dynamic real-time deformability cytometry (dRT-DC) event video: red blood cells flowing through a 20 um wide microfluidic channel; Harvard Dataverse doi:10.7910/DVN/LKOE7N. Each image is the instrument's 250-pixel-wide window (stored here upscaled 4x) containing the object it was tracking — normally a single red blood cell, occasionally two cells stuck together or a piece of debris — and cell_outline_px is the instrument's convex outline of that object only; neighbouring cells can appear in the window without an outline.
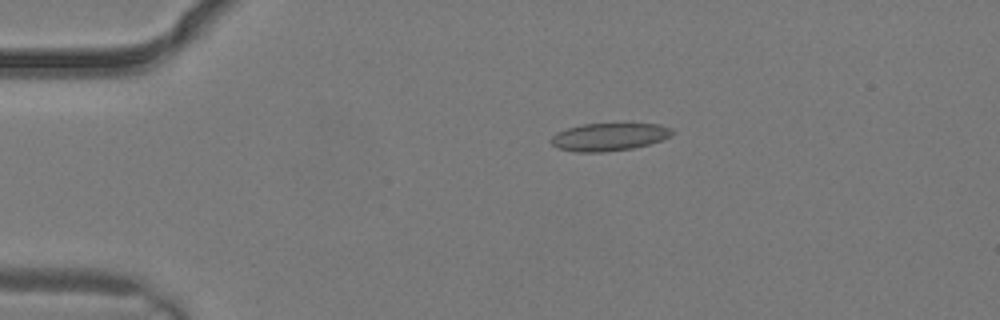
{"species": "common noctule bat (a hibernating species)", "species_latin": "Nyctalus noctula", "temperature_condition": "warm", "stored_images_in_passage": 3, "segment_of_instrument_passage": [1, 2], "camera_frame_rate_fps": 3000, "um_per_image_px": 0.085, "animal": {"sex": "male", "body_mass_g": 19.2, "forearm_length_mm": 51.8}, "frame": {"image": 1, "passage_image": 2, "time_ms": 0.333, "image_size_px": [1000, 320], "cell_outline_px": [[672, 136], [648, 144], [632, 148], [604, 152], [576, 152], [560, 148], [552, 144], [548, 140], [556, 132], [568, 128], [584, 124], [660, 124], [672, 128]], "centroid_in_image_um": [51.75, 11.63], "position_along_channel_um": 33.2, "area_um2": 19.42}}